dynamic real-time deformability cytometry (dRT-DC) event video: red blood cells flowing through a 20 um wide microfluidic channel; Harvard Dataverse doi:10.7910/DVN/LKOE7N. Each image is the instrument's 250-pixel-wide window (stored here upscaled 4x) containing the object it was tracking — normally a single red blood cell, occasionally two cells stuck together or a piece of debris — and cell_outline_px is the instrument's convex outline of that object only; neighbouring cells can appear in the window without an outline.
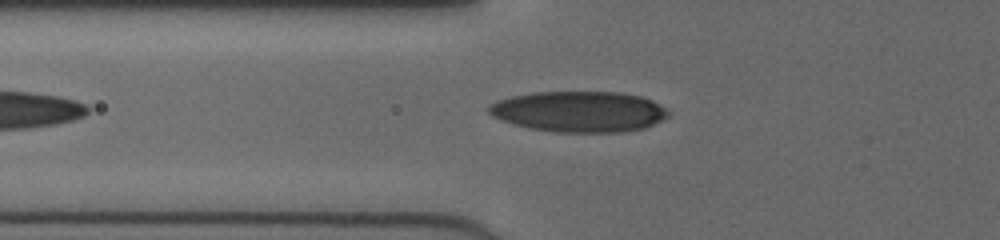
{"species": "human", "species_latin": "Homo sapiens", "temperature_condition": "cold", "stored_images_in_passage": 33, "camera_frame_rate_fps": 3000, "um_per_image_px": 0.085, "donor": {"sex": "female"}, "frame": {"image": 1, "passage_image": 5, "time_ms": 1.333, "image_size_px": [1000, 240], "cell_outline_px": [[668, 116], [644, 128], [616, 132], [556, 132], [528, 128], [492, 116], [488, 112], [488, 104], [512, 96], [532, 92], [620, 92], [640, 96], [652, 100], [668, 108]], "centroid_in_image_um": [49.23, 9.47], "position_along_channel_um": 76.6, "area_um2": 42.48}}
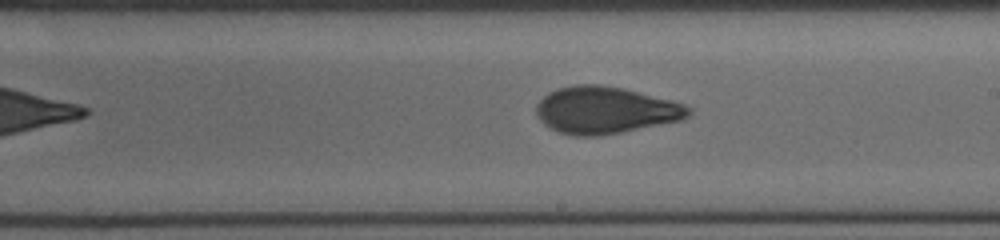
{"frame": {"image": 2, "passage_image": 17, "time_ms": 5.333, "image_size_px": [1000, 240], "cell_outline_px": [[692, 112], [688, 116], [680, 120], [600, 136], [576, 136], [560, 132], [544, 124], [536, 116], [536, 104], [548, 92], [556, 88], [576, 84], [600, 84], [624, 88], [672, 100], [684, 104], [692, 108]], "centroid_in_image_um": [51.44, 9.34], "position_along_channel_um": 237.6, "area_um2": 41.73}}
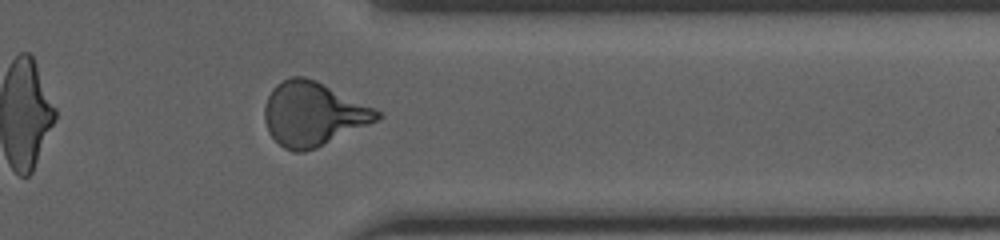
{"frame": {"image": 3, "passage_image": 28, "time_ms": 9.0, "image_size_px": [1000, 240], "cell_outline_px": [[384, 116], [380, 120], [316, 148], [304, 152], [292, 152], [284, 148], [268, 132], [264, 120], [264, 108], [268, 96], [272, 88], [276, 84], [292, 76], [304, 76], [316, 80], [380, 112]], "centroid_in_image_um": [26.59, 9.7], "position_along_channel_um": 384.8, "area_um2": 41.67}, "authors_computed_cell_mechanics": {"area_um2": 40.46, "velocity_mm_per_s": 4.0668, "shape_relaxation_time_tau1_ms": 4.3731, "shape_relaxation_time_tau2_ms": 1.4224, "deformation_change_tau1": 0.1658, "deformation_change_tau2": 0.0741}}